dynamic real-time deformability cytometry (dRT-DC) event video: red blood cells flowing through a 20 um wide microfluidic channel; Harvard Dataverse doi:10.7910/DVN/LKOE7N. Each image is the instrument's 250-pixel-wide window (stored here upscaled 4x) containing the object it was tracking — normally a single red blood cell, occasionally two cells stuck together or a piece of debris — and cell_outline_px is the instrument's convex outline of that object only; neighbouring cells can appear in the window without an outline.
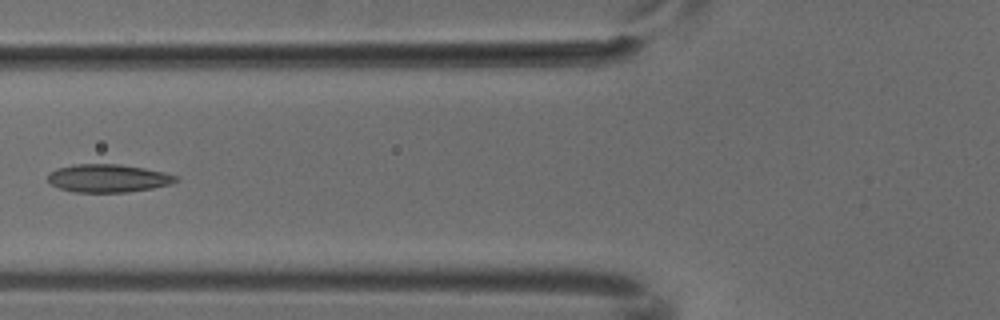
{"species": "common noctule bat (a hibernating species)", "species_latin": "Nyctalus noctula", "temperature_condition": "cold", "stored_images_in_passage": 5, "camera_frame_rate_fps": 3000, "um_per_image_px": 0.085, "animal": {"sex": "male", "body_mass_g": 18.8}, "frame": {"image": 1, "passage_image": 5, "time_ms": 1.333, "image_size_px": [1000, 320], "cell_outline_px": [[180, 180], [172, 184], [152, 188], [128, 192], [72, 192], [60, 188], [52, 184], [48, 180], [48, 176], [56, 168], [72, 164], [120, 164], [144, 168], [164, 172], [176, 176]], "centroid_in_image_um": [9.21, 15.15], "position_along_channel_um": 116.6, "area_um2": 20.92}}